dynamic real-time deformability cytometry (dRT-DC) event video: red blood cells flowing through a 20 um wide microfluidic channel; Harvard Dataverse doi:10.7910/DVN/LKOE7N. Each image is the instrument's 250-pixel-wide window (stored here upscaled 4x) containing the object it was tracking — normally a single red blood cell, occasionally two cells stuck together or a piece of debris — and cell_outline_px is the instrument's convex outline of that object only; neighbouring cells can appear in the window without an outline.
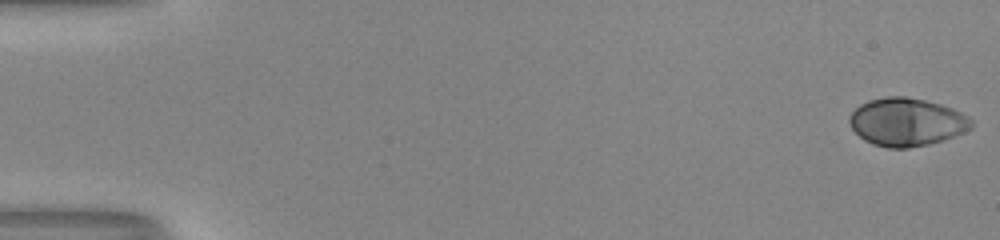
{"species": "human", "species_latin": "Homo sapiens", "temperature_condition": "room temperature", "stored_images_in_passage": 53, "camera_frame_rate_fps": 3000, "um_per_image_px": 0.085, "donor": {"sex": "male"}, "frame": {"image": 1, "passage_image": 1, "time_ms": 0.0, "image_size_px": [1000, 240], "cell_outline_px": [[972, 128], [964, 132], [928, 144], [908, 148], [888, 148], [872, 144], [864, 140], [852, 128], [848, 120], [848, 116], [860, 104], [868, 100], [888, 96], [904, 96], [924, 100], [940, 104], [952, 108], [968, 116], [972, 120]], "centroid_in_image_um": [77.04, 10.36], "position_along_channel_um": 8.0, "area_um2": 33.99}}
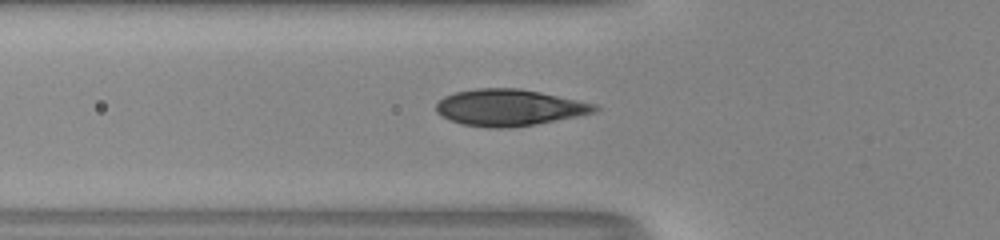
{"frame": {"image": 2, "passage_image": 20, "time_ms": 6.333, "image_size_px": [1000, 240], "cell_outline_px": [[600, 108], [596, 112], [536, 124], [504, 128], [488, 128], [464, 124], [440, 116], [436, 112], [436, 104], [444, 96], [456, 92], [476, 88], [520, 88], [540, 92], [596, 104]], "centroid_in_image_um": [43.27, 9.14], "position_along_channel_um": 82.5, "area_um2": 33.58}}
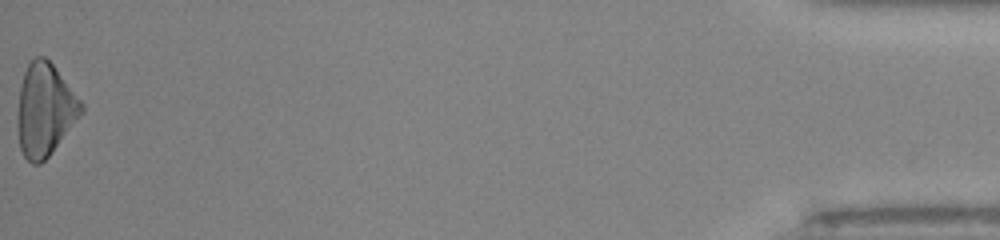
{"frame": {"image": 3, "passage_image": 53, "time_ms": 17.333, "image_size_px": [1000, 240], "cell_outline_px": [[84, 112], [48, 156], [40, 164], [32, 164], [24, 156], [20, 148], [20, 88], [24, 72], [28, 64], [36, 56], [44, 56], [52, 64], [84, 104]], "centroid_in_image_um": [3.86, 9.32], "position_along_channel_um": 431.3, "area_um2": 33.35}, "authors_computed_cell_mechanics": {"area_um2": 33.3506, "velocity_mm_per_s": 4.0759, "shape_relaxation_time_tau1_ms": 4.5831, "shape_relaxation_time_tau2_ms": null, "deformation_change_tau1": 0.2036, "deformation_change_tau2": null}}